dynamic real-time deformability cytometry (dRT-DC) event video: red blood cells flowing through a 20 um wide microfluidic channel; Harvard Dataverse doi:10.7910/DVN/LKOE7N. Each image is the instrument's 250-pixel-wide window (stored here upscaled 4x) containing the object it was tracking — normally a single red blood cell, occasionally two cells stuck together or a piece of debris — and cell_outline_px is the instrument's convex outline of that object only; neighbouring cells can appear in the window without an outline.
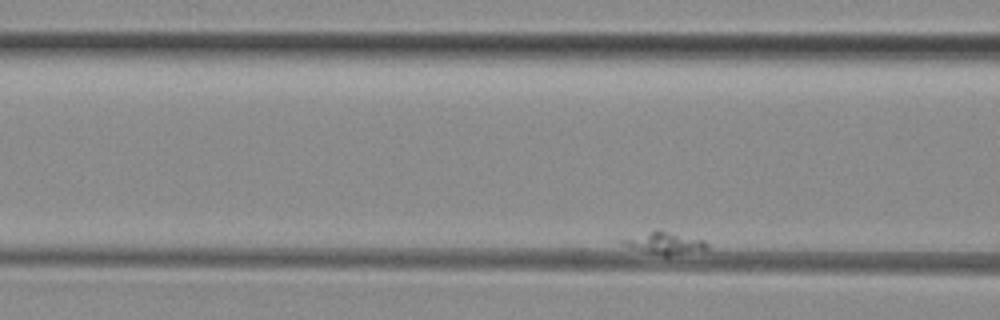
{"species": "common noctule bat (a hibernating species)", "species_latin": "Nyctalus noctula", "temperature_condition": "room temperature", "stored_images_in_passage": 46, "camera_frame_rate_fps": 3000, "um_per_image_px": 0.085, "animal": {"sex": "female", "body_mass_g": 29.2, "forearm_length_mm": 56.3}, "frame": {"image": 1, "passage_image": 12, "time_ms": 3.667, "image_size_px": [1000, 320], "cell_outline_px": [[708, 248], [668, 256], [664, 256], [644, 252], [624, 244], [620, 240], [656, 228], [660, 228], [704, 240], [708, 244]], "centroid_in_image_um": [56.49, 20.62], "position_along_channel_um": 110.1, "area_um2": 10.92}}
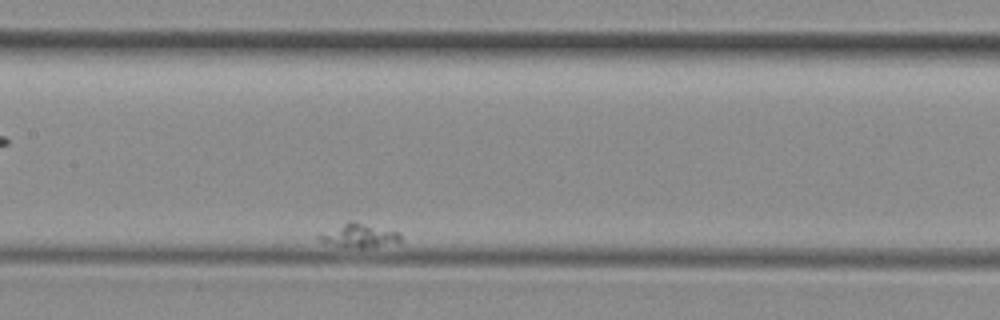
{"frame": {"image": 2, "passage_image": 22, "time_ms": 7.0, "image_size_px": [1000, 320], "cell_outline_px": [[400, 240], [364, 248], [360, 248], [336, 244], [320, 240], [316, 236], [316, 232], [348, 220], [356, 220], [400, 232]], "centroid_in_image_um": [30.41, 19.94], "position_along_channel_um": 177.0, "area_um2": 11.33}}
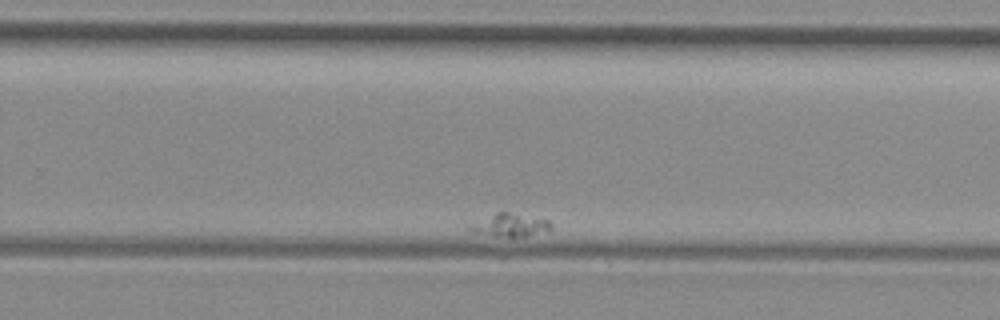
{"frame": {"image": 3, "passage_image": 36, "time_ms": 11.667, "image_size_px": [1000, 320], "cell_outline_px": [[552, 232], [524, 236], [492, 236], [472, 232], [468, 228], [468, 224], [496, 212], [508, 212], [548, 220], [552, 224]], "centroid_in_image_um": [43.37, 19.14], "position_along_channel_um": 286.4, "area_um2": 11.04}}